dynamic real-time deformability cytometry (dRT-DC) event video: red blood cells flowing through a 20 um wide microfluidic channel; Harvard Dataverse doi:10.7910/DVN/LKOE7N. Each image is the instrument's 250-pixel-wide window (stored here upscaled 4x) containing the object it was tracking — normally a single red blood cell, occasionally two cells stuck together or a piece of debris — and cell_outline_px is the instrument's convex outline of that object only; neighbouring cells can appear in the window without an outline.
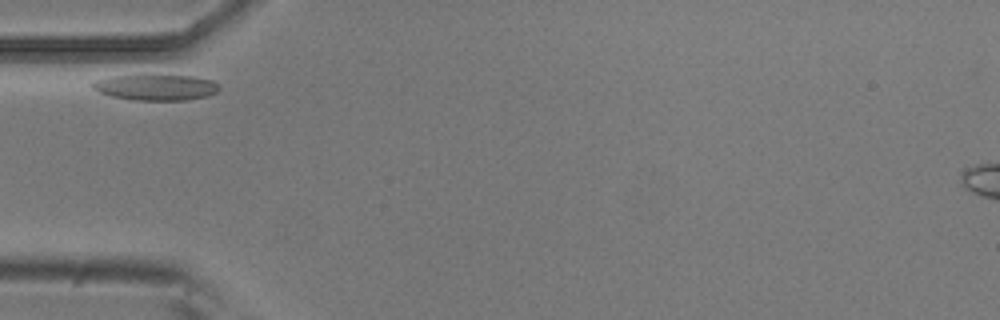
{"species": "common noctule bat (a hibernating species)", "species_latin": "Nyctalus noctula", "temperature_condition": "room temperature", "stored_images_in_passage": 7, "camera_frame_rate_fps": 3000, "um_per_image_px": 0.085, "animal": {"sex": "male", "body_mass_g": 20.5, "forearm_length_mm": 52.5}, "frame": {"image": 1, "passage_image": 6, "time_ms": 1.667, "image_size_px": [1000, 320], "cell_outline_px": [[220, 88], [216, 92], [208, 96], [188, 100], [132, 100], [112, 96], [100, 92], [92, 88], [92, 84], [96, 80], [112, 76], [144, 72], [152, 72], [192, 76], [212, 80]], "centroid_in_image_um": [13.24, 7.37], "position_along_channel_um": 71.8, "area_um2": 20.0}}